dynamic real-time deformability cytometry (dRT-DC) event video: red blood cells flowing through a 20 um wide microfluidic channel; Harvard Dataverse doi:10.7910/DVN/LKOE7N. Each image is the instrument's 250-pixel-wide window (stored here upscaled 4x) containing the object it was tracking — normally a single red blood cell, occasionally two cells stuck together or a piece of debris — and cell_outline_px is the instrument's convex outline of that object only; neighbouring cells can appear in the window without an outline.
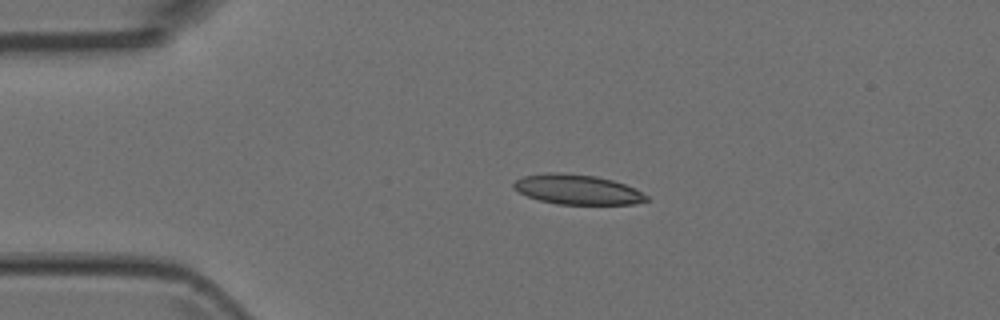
{"species": "Egyptian fruit bat (a non-hibernating species)", "species_latin": "Rousettus aegyptiacus", "temperature_condition": "room temperature", "stored_images_in_passage": 2, "camera_frame_rate_fps": 3000, "um_per_image_px": 0.085, "animal": {"sex": "female"}, "frame": {"image": 1, "passage_image": 1, "time_ms": 0.0, "image_size_px": [1000, 320], "cell_outline_px": [[648, 200], [632, 204], [556, 204], [540, 200], [528, 196], [512, 188], [512, 184], [516, 180], [524, 176], [548, 172], [556, 172], [596, 176], [612, 180], [624, 184], [648, 196]], "centroid_in_image_um": [49.03, 16.1], "position_along_channel_um": 36.0, "area_um2": 22.83}}